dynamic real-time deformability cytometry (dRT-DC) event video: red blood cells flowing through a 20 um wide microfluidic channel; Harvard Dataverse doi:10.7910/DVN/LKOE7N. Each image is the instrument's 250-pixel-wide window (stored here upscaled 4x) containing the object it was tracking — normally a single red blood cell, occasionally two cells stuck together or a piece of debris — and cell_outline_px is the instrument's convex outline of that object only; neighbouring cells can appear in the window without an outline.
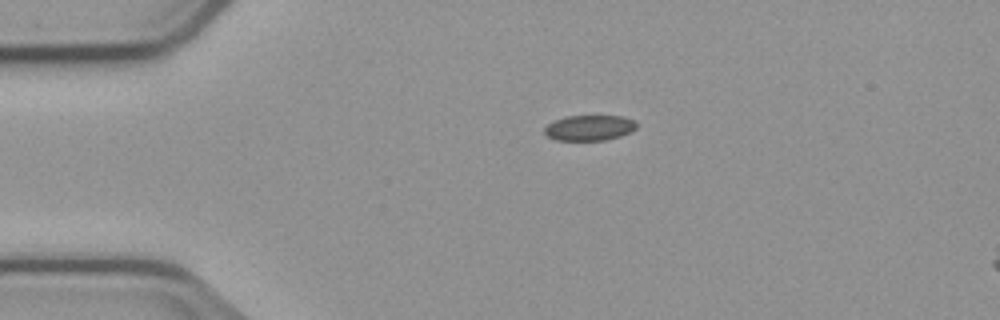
{"species": "common noctule bat (a hibernating species)", "species_latin": "Nyctalus noctula", "temperature_condition": "cold", "stored_images_in_passage": 3, "camera_frame_rate_fps": 3000, "um_per_image_px": 0.085, "animal": {"sex": "male", "body_mass_g": 23.1, "forearm_length_mm": 52.7}, "frame": {"image": 1, "passage_image": 1, "time_ms": 0.0, "image_size_px": [1000, 320], "cell_outline_px": [[636, 128], [632, 132], [620, 136], [604, 140], [556, 140], [548, 136], [544, 132], [544, 128], [548, 124], [564, 116], [624, 116], [636, 120]], "centroid_in_image_um": [50.13, 10.86], "position_along_channel_um": 34.9, "area_um2": 13.7}}
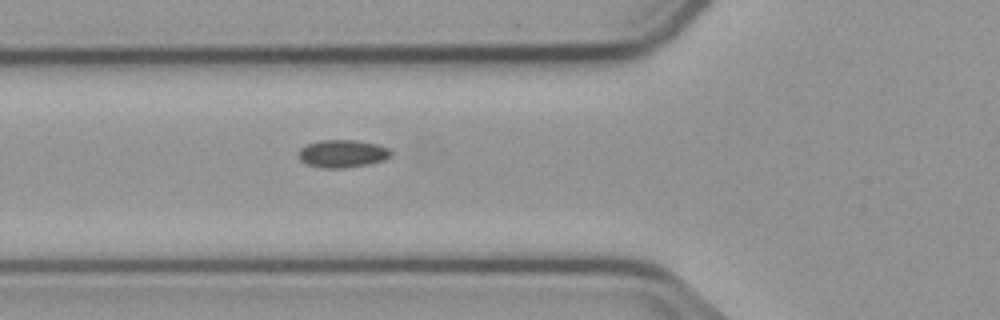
{"frame": {"image": 2, "passage_image": 3, "time_ms": 2.667, "image_size_px": [1000, 320], "cell_outline_px": [[392, 156], [384, 160], [368, 164], [344, 168], [320, 168], [308, 164], [300, 160], [300, 148], [308, 144], [320, 140], [356, 140], [376, 144], [388, 148], [392, 152]], "centroid_in_image_um": [29.14, 13.06], "position_along_channel_um": 96.7, "area_um2": 14.85}}